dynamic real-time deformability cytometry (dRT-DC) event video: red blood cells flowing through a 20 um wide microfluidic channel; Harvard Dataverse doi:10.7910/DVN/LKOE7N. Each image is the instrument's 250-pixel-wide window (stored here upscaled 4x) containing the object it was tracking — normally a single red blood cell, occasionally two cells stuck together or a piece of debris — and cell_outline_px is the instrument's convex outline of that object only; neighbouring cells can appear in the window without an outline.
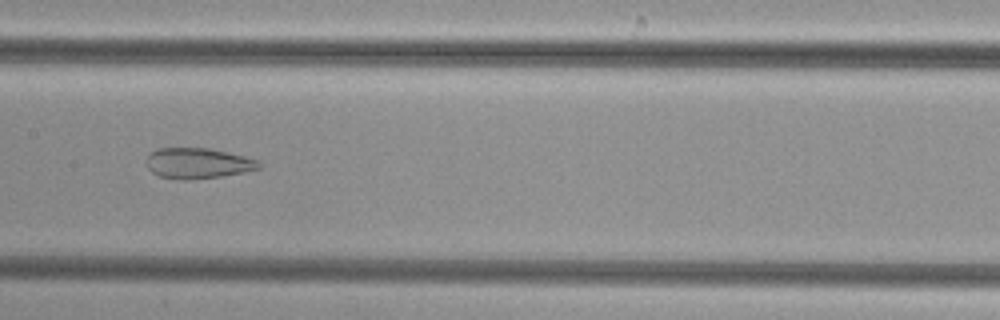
{"species": "common noctule bat (a hibernating species)", "species_latin": "Nyctalus noctula", "temperature_condition": "cold", "stored_images_in_passage": 36, "camera_frame_rate_fps": 3000, "um_per_image_px": 0.085, "animal": {"sex": "female", "body_mass_g": 29.2, "forearm_length_mm": 56.3}, "frame": {"image": 1, "passage_image": 11, "time_ms": 3.333, "image_size_px": [1000, 320], "cell_outline_px": [[260, 168], [244, 172], [220, 176], [188, 180], [180, 180], [160, 176], [152, 172], [148, 168], [148, 156], [156, 148], [208, 148], [244, 156], [260, 160]], "centroid_in_image_um": [16.83, 13.88], "position_along_channel_um": 190.6, "area_um2": 19.88}}
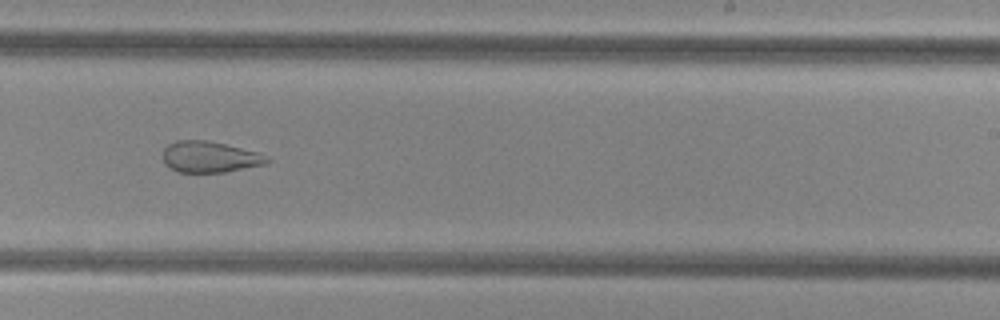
{"frame": {"image": 2, "passage_image": 17, "time_ms": 5.333, "image_size_px": [1000, 320], "cell_outline_px": [[272, 160], [268, 164], [224, 172], [176, 172], [164, 164], [164, 148], [168, 144], [176, 140], [204, 140], [224, 144], [256, 152]], "centroid_in_image_um": [17.81, 13.35], "position_along_channel_um": 271.2, "area_um2": 18.79}}
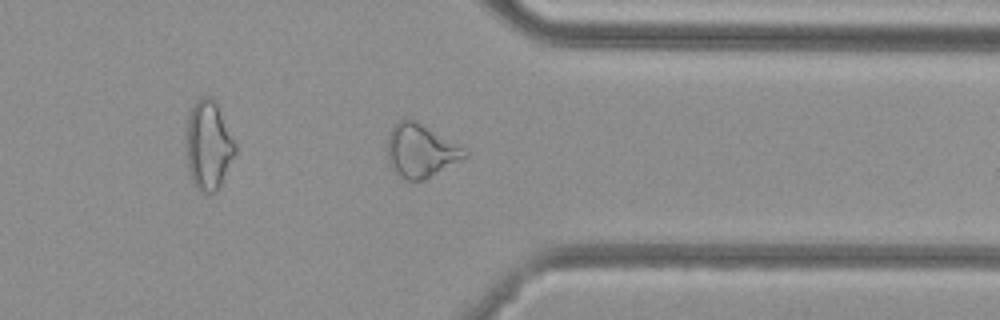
{"frame": {"image": 3, "passage_image": 25, "time_ms": 8.0, "image_size_px": [1000, 320], "cell_outline_px": [[468, 156], [424, 180], [408, 180], [396, 172], [388, 160], [388, 136], [392, 128], [400, 120], [416, 120], [464, 148], [468, 152]], "centroid_in_image_um": [35.78, 12.81], "position_along_channel_um": 375.6, "area_um2": 23.41}}